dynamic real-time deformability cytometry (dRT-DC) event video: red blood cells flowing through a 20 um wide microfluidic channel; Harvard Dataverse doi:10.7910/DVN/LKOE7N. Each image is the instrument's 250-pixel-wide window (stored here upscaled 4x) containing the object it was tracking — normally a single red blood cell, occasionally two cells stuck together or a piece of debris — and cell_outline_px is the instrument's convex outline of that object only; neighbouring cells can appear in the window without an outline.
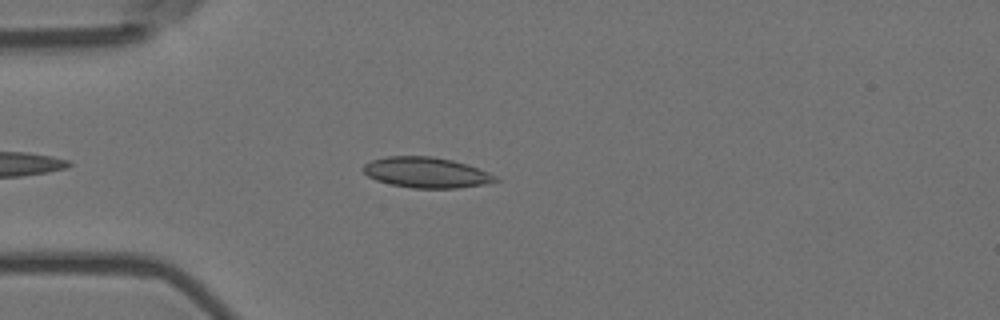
{"species": "Egyptian fruit bat (a non-hibernating species)", "species_latin": "Rousettus aegyptiacus", "temperature_condition": "room temperature", "stored_images_in_passage": 43, "camera_frame_rate_fps": 3000, "um_per_image_px": 0.085, "animal": {"sex": "female"}, "frame": {"image": 1, "passage_image": 7, "time_ms": 2.0, "image_size_px": [1000, 320], "cell_outline_px": [[500, 180], [484, 184], [456, 188], [412, 188], [392, 184], [376, 180], [368, 176], [360, 168], [364, 164], [372, 160], [388, 156], [432, 156], [452, 160], [468, 164], [488, 172], [496, 176]], "centroid_in_image_um": [36.22, 14.66], "position_along_channel_um": 48.8, "area_um2": 23.52}}
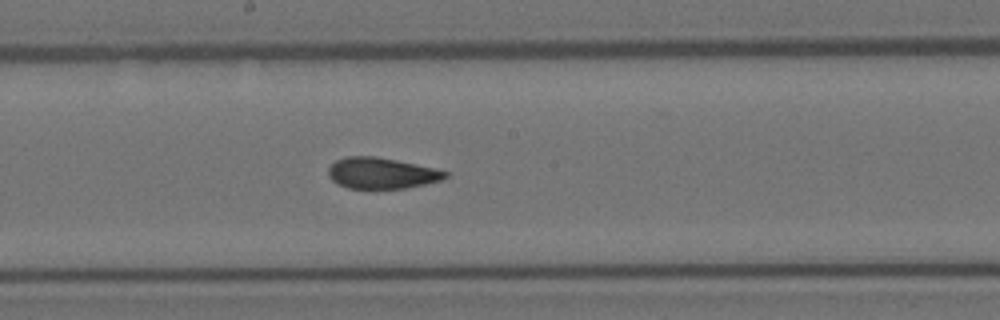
{"frame": {"image": 2, "passage_image": 22, "time_ms": 7.0, "image_size_px": [1000, 320], "cell_outline_px": [[448, 176], [440, 180], [424, 184], [404, 188], [348, 188], [336, 184], [328, 176], [328, 168], [336, 160], [344, 156], [376, 156], [396, 160], [432, 168], [448, 172]], "centroid_in_image_um": [32.37, 14.71], "position_along_channel_um": 215.8, "area_um2": 20.98}}
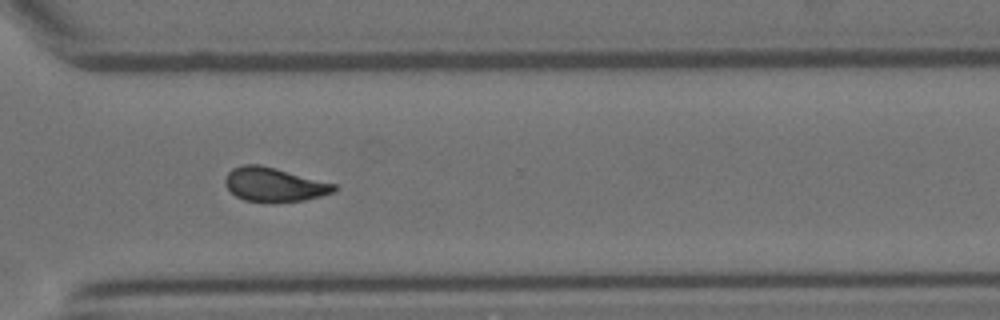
{"frame": {"image": 3, "passage_image": 33, "time_ms": 10.667, "image_size_px": [1000, 320], "cell_outline_px": [[336, 188], [332, 192], [320, 196], [304, 200], [272, 204], [244, 200], [236, 196], [224, 184], [224, 180], [228, 172], [232, 168], [244, 164], [260, 164], [276, 168], [336, 184]], "centroid_in_image_um": [23.27, 15.7], "position_along_channel_um": 347.3, "area_um2": 21.85}, "authors_computed_cell_mechanics": {"area_um2": 21.8484, "velocity_mm_per_s": 3.5955, "shape_relaxation_time_tau1_ms": null, "shape_relaxation_time_tau2_ms": 1.4855, "deformation_change_tau1": null, "deformation_change_tau2": 0.0501}}